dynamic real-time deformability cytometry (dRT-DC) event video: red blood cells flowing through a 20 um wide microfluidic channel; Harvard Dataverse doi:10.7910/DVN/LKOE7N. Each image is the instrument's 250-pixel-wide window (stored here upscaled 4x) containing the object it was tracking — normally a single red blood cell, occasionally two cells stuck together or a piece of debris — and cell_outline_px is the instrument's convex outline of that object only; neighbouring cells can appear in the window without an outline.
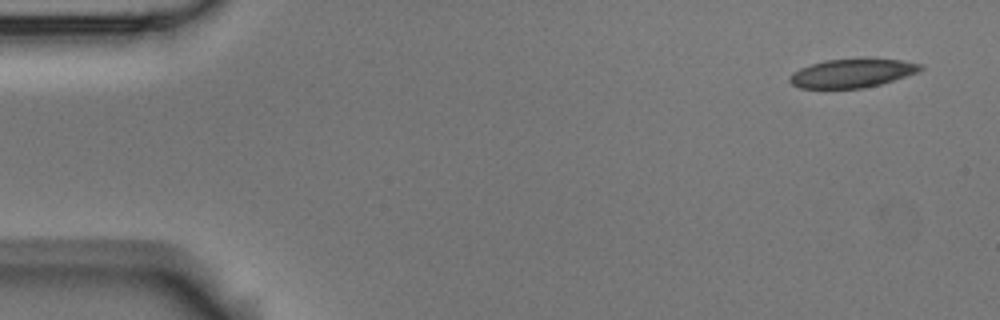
{"species": "Egyptian fruit bat (a non-hibernating species)", "species_latin": "Rousettus aegyptiacus", "temperature_condition": "room temperature", "stored_images_in_passage": 7, "camera_frame_rate_fps": 3000, "um_per_image_px": 0.085, "animal": {"sex": "male"}, "frame": {"image": 1, "passage_image": 1, "time_ms": 0.0, "image_size_px": [1000, 320], "cell_outline_px": [[924, 68], [916, 72], [880, 84], [864, 88], [800, 88], [792, 84], [788, 80], [788, 76], [792, 72], [800, 68], [824, 60], [900, 60], [924, 64]], "centroid_in_image_um": [72.37, 6.24], "position_along_channel_um": 12.6, "area_um2": 21.33}}
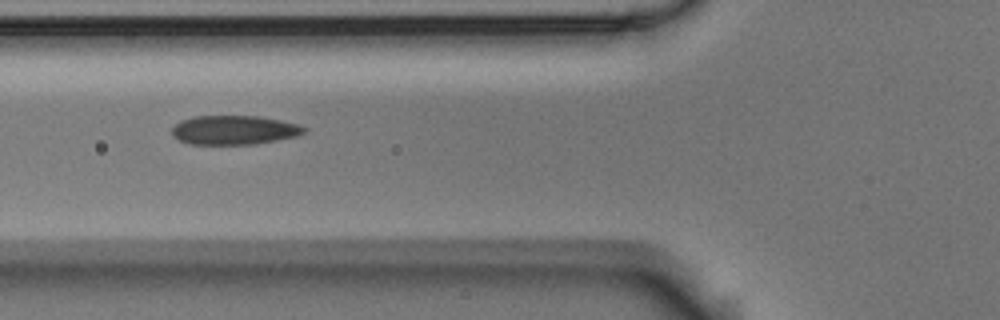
{"frame": {"image": 2, "passage_image": 6, "time_ms": 1.667, "image_size_px": [1000, 320], "cell_outline_px": [[308, 128], [304, 132], [296, 136], [256, 144], [188, 144], [172, 136], [172, 128], [180, 120], [196, 116], [256, 116], [280, 120], [296, 124]], "centroid_in_image_um": [19.87, 11.05], "position_along_channel_um": 105.9, "area_um2": 22.31}}
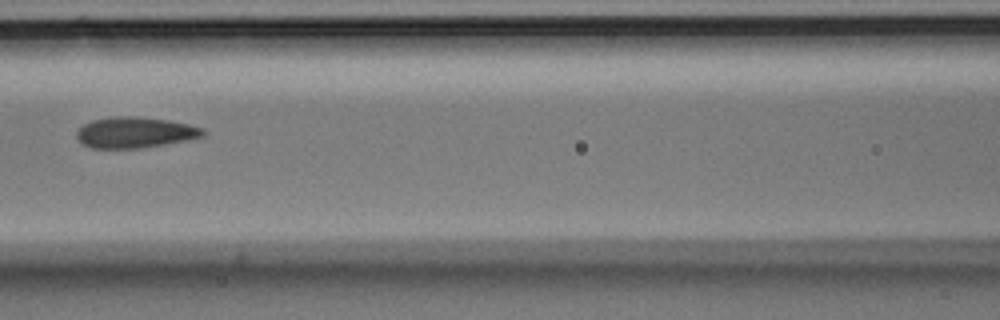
{"frame": {"image": 3, "passage_image": 7, "time_ms": 2.0, "image_size_px": [1000, 320], "cell_outline_px": [[204, 136], [188, 140], [140, 148], [92, 148], [84, 144], [76, 136], [76, 132], [84, 124], [92, 120], [116, 116], [136, 116], [168, 120], [188, 124], [204, 128]], "centroid_in_image_um": [11.49, 11.25], "position_along_channel_um": 155.1, "area_um2": 22.6}}